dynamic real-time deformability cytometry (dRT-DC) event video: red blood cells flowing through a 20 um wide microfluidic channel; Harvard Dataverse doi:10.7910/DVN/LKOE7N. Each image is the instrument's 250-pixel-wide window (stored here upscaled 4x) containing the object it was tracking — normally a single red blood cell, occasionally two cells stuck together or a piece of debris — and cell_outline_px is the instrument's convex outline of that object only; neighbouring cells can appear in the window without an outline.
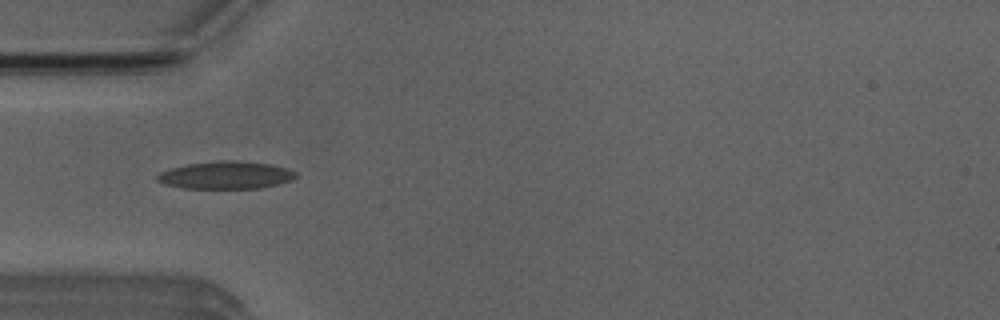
{"species": "Egyptian fruit bat (a non-hibernating species)", "species_latin": "Rousettus aegyptiacus", "temperature_condition": "room temperature", "stored_images_in_passage": 4, "camera_frame_rate_fps": 3000, "um_per_image_px": 0.085, "animal": {"sex": "male"}, "frame": {"image": 1, "passage_image": 4, "time_ms": 3.333, "image_size_px": [1000, 320], "cell_outline_px": [[296, 176], [292, 180], [280, 184], [260, 188], [184, 188], [164, 184], [156, 180], [156, 176], [160, 172], [172, 168], [188, 164], [216, 160], [236, 160], [272, 164], [296, 172]], "centroid_in_image_um": [19.2, 14.88], "position_along_channel_um": 65.8, "area_um2": 22.31}}